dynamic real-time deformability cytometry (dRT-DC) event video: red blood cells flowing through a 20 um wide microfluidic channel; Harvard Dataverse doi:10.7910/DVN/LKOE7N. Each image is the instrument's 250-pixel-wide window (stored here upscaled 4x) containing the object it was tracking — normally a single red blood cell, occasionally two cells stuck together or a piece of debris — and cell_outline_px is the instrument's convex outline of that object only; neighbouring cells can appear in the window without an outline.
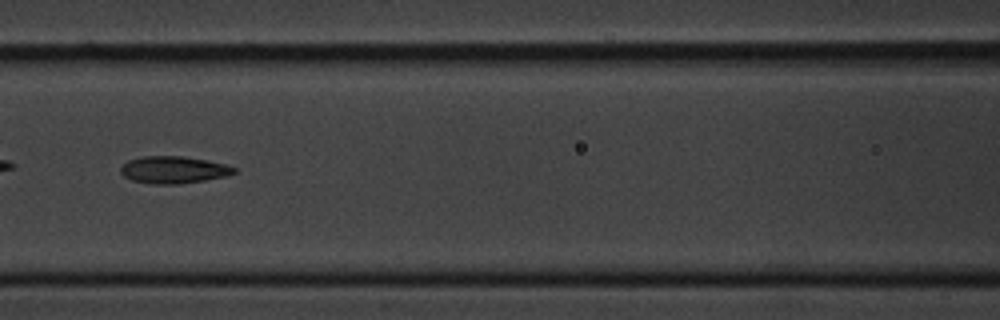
{"species": "common noctule bat (a hibernating species)", "species_latin": "Nyctalus noctula", "temperature_condition": "cold", "stored_images_in_passage": 11, "camera_frame_rate_fps": 3000, "um_per_image_px": 0.085, "animal": {"sex": "male", "body_mass_g": 20.1, "forearm_length_mm": 53.5}, "frame": {"image": 1, "passage_image": 7, "time_ms": 8.0, "image_size_px": [1000, 320], "cell_outline_px": [[236, 172], [224, 176], [204, 180], [176, 184], [152, 184], [132, 180], [124, 176], [120, 172], [120, 168], [128, 160], [140, 156], [184, 156], [208, 160], [228, 164], [236, 168]], "centroid_in_image_um": [14.75, 14.42], "position_along_channel_um": 151.9, "area_um2": 17.98}}
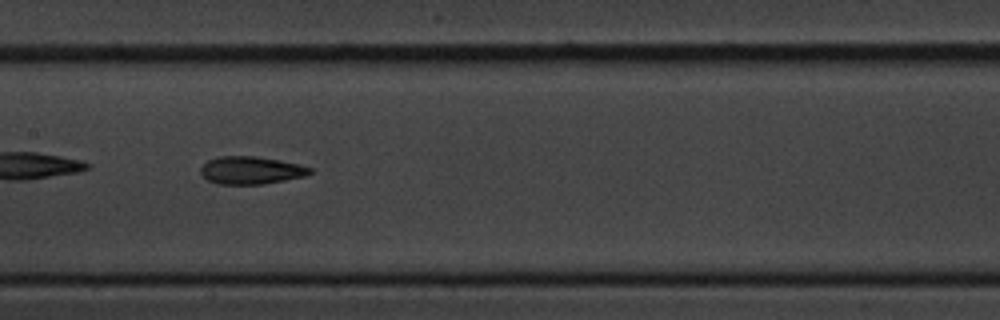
{"frame": {"image": 2, "passage_image": 8, "time_ms": 9.0, "image_size_px": [1000, 320], "cell_outline_px": [[312, 172], [304, 176], [264, 184], [216, 184], [208, 180], [200, 172], [200, 168], [208, 160], [220, 156], [256, 156], [280, 160], [300, 164], [312, 168]], "centroid_in_image_um": [21.33, 14.47], "position_along_channel_um": 186.1, "area_um2": 17.63}}